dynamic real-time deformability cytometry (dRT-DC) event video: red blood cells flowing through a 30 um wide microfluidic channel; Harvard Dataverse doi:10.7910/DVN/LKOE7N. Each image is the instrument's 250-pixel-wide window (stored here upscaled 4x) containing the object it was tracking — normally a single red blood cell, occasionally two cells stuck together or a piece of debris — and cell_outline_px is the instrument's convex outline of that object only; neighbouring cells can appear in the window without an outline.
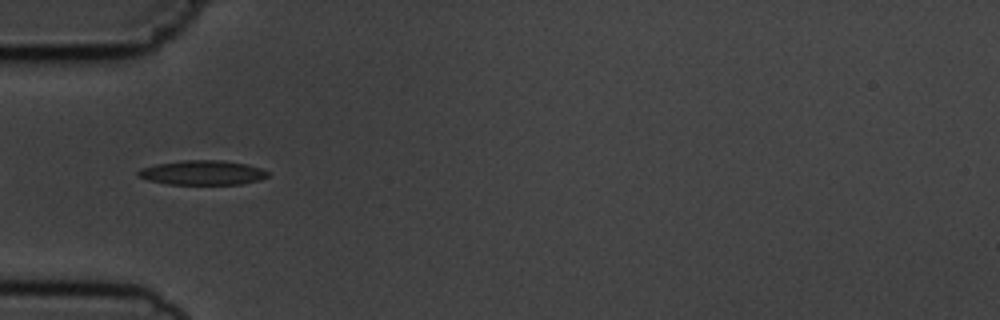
{"species": "common noctule bat (a hibernating species)", "species_latin": "Nyctalus noctula", "temperature_condition": "cold", "stored_images_in_passage": 4, "camera_frame_rate_fps": 3000, "um_per_image_px": 0.085, "animal": {"sex": "male", "body_mass_g": 19.5, "forearm_length_mm": 54.6}, "frame": {"image": 1, "passage_image": 2, "time_ms": 1.333, "image_size_px": [1000, 320], "cell_outline_px": [[268, 176], [260, 180], [240, 184], [168, 184], [148, 180], [136, 176], [136, 172], [140, 168], [156, 164], [180, 160], [220, 160], [248, 164], [260, 168], [268, 172]], "centroid_in_image_um": [17.17, 14.67], "position_along_channel_um": 67.8, "area_um2": 18.61}}
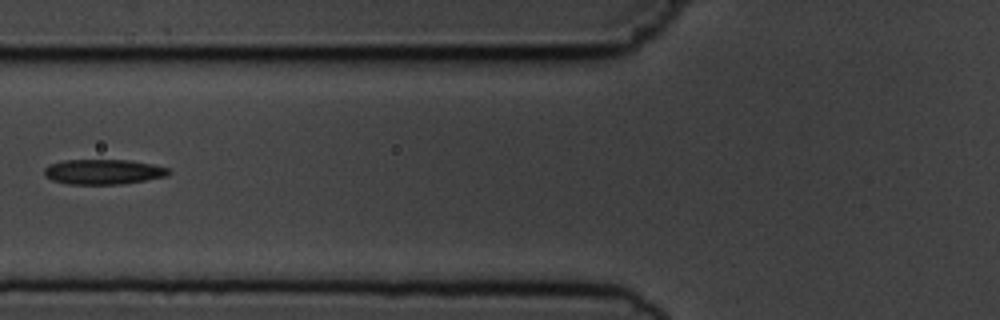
{"frame": {"image": 2, "passage_image": 3, "time_ms": 2.667, "image_size_px": [1000, 320], "cell_outline_px": [[172, 172], [168, 176], [120, 184], [68, 184], [52, 180], [44, 176], [44, 168], [48, 164], [64, 160], [128, 160], [152, 164], [168, 168]], "centroid_in_image_um": [8.76, 14.6], "position_along_channel_um": 117.0, "area_um2": 18.21}}
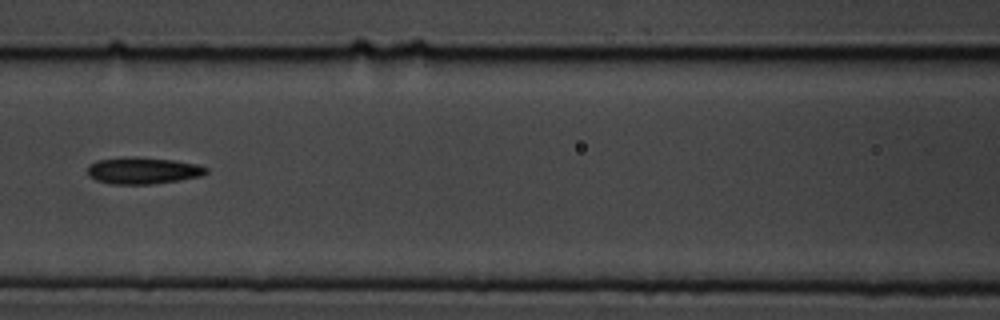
{"frame": {"image": 3, "passage_image": 4, "time_ms": 3.667, "image_size_px": [1000, 320], "cell_outline_px": [[208, 172], [200, 176], [180, 180], [152, 184], [112, 184], [96, 180], [88, 176], [88, 164], [96, 160], [124, 156], [136, 156], [172, 160], [196, 164], [208, 168]], "centroid_in_image_um": [12.11, 14.49], "position_along_channel_um": 154.5, "area_um2": 18.67}}